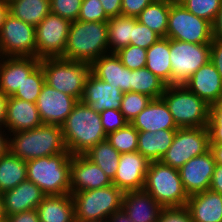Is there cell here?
Returning <instances> with one entry per match:
<instances>
[{
  "label": "cell",
  "mask_w": 222,
  "mask_h": 222,
  "mask_svg": "<svg viewBox=\"0 0 222 222\" xmlns=\"http://www.w3.org/2000/svg\"><path fill=\"white\" fill-rule=\"evenodd\" d=\"M67 151L71 155L86 153L107 137L100 113L78 101L61 125Z\"/></svg>",
  "instance_id": "cell-1"
},
{
  "label": "cell",
  "mask_w": 222,
  "mask_h": 222,
  "mask_svg": "<svg viewBox=\"0 0 222 222\" xmlns=\"http://www.w3.org/2000/svg\"><path fill=\"white\" fill-rule=\"evenodd\" d=\"M50 12V0H11L8 2V13L35 27Z\"/></svg>",
  "instance_id": "cell-30"
},
{
  "label": "cell",
  "mask_w": 222,
  "mask_h": 222,
  "mask_svg": "<svg viewBox=\"0 0 222 222\" xmlns=\"http://www.w3.org/2000/svg\"><path fill=\"white\" fill-rule=\"evenodd\" d=\"M108 222H133L123 209L116 211L109 218Z\"/></svg>",
  "instance_id": "cell-56"
},
{
  "label": "cell",
  "mask_w": 222,
  "mask_h": 222,
  "mask_svg": "<svg viewBox=\"0 0 222 222\" xmlns=\"http://www.w3.org/2000/svg\"><path fill=\"white\" fill-rule=\"evenodd\" d=\"M210 150L207 127L178 128L173 143L161 158V162L179 169L193 157L201 156Z\"/></svg>",
  "instance_id": "cell-10"
},
{
  "label": "cell",
  "mask_w": 222,
  "mask_h": 222,
  "mask_svg": "<svg viewBox=\"0 0 222 222\" xmlns=\"http://www.w3.org/2000/svg\"><path fill=\"white\" fill-rule=\"evenodd\" d=\"M166 38L195 44H210L212 23L189 12L177 0L169 11Z\"/></svg>",
  "instance_id": "cell-9"
},
{
  "label": "cell",
  "mask_w": 222,
  "mask_h": 222,
  "mask_svg": "<svg viewBox=\"0 0 222 222\" xmlns=\"http://www.w3.org/2000/svg\"><path fill=\"white\" fill-rule=\"evenodd\" d=\"M71 21L49 13L36 27V58H57L64 54Z\"/></svg>",
  "instance_id": "cell-13"
},
{
  "label": "cell",
  "mask_w": 222,
  "mask_h": 222,
  "mask_svg": "<svg viewBox=\"0 0 222 222\" xmlns=\"http://www.w3.org/2000/svg\"><path fill=\"white\" fill-rule=\"evenodd\" d=\"M107 23L109 53H116L130 45L135 17L121 15L110 18Z\"/></svg>",
  "instance_id": "cell-33"
},
{
  "label": "cell",
  "mask_w": 222,
  "mask_h": 222,
  "mask_svg": "<svg viewBox=\"0 0 222 222\" xmlns=\"http://www.w3.org/2000/svg\"><path fill=\"white\" fill-rule=\"evenodd\" d=\"M27 180L26 161L8 151L0 157V193L15 188Z\"/></svg>",
  "instance_id": "cell-31"
},
{
  "label": "cell",
  "mask_w": 222,
  "mask_h": 222,
  "mask_svg": "<svg viewBox=\"0 0 222 222\" xmlns=\"http://www.w3.org/2000/svg\"><path fill=\"white\" fill-rule=\"evenodd\" d=\"M157 222H193L186 206L164 207Z\"/></svg>",
  "instance_id": "cell-45"
},
{
  "label": "cell",
  "mask_w": 222,
  "mask_h": 222,
  "mask_svg": "<svg viewBox=\"0 0 222 222\" xmlns=\"http://www.w3.org/2000/svg\"><path fill=\"white\" fill-rule=\"evenodd\" d=\"M186 207L193 222H222V194L205 190L189 196Z\"/></svg>",
  "instance_id": "cell-26"
},
{
  "label": "cell",
  "mask_w": 222,
  "mask_h": 222,
  "mask_svg": "<svg viewBox=\"0 0 222 222\" xmlns=\"http://www.w3.org/2000/svg\"><path fill=\"white\" fill-rule=\"evenodd\" d=\"M161 98L167 104L178 128L208 126L210 105L184 84L167 85Z\"/></svg>",
  "instance_id": "cell-5"
},
{
  "label": "cell",
  "mask_w": 222,
  "mask_h": 222,
  "mask_svg": "<svg viewBox=\"0 0 222 222\" xmlns=\"http://www.w3.org/2000/svg\"><path fill=\"white\" fill-rule=\"evenodd\" d=\"M192 14L214 23L222 0H177Z\"/></svg>",
  "instance_id": "cell-38"
},
{
  "label": "cell",
  "mask_w": 222,
  "mask_h": 222,
  "mask_svg": "<svg viewBox=\"0 0 222 222\" xmlns=\"http://www.w3.org/2000/svg\"><path fill=\"white\" fill-rule=\"evenodd\" d=\"M163 208L186 206L189 198L178 169L163 162H150L143 188Z\"/></svg>",
  "instance_id": "cell-7"
},
{
  "label": "cell",
  "mask_w": 222,
  "mask_h": 222,
  "mask_svg": "<svg viewBox=\"0 0 222 222\" xmlns=\"http://www.w3.org/2000/svg\"><path fill=\"white\" fill-rule=\"evenodd\" d=\"M45 194L28 179L15 188L2 193L5 216L34 210L42 202Z\"/></svg>",
  "instance_id": "cell-21"
},
{
  "label": "cell",
  "mask_w": 222,
  "mask_h": 222,
  "mask_svg": "<svg viewBox=\"0 0 222 222\" xmlns=\"http://www.w3.org/2000/svg\"><path fill=\"white\" fill-rule=\"evenodd\" d=\"M45 84V75L42 66L39 64L23 81L21 86L12 95L17 99H22L31 103H36L41 89Z\"/></svg>",
  "instance_id": "cell-36"
},
{
  "label": "cell",
  "mask_w": 222,
  "mask_h": 222,
  "mask_svg": "<svg viewBox=\"0 0 222 222\" xmlns=\"http://www.w3.org/2000/svg\"><path fill=\"white\" fill-rule=\"evenodd\" d=\"M131 124L138 131L154 133L162 129H178L167 104L162 98L152 99Z\"/></svg>",
  "instance_id": "cell-25"
},
{
  "label": "cell",
  "mask_w": 222,
  "mask_h": 222,
  "mask_svg": "<svg viewBox=\"0 0 222 222\" xmlns=\"http://www.w3.org/2000/svg\"><path fill=\"white\" fill-rule=\"evenodd\" d=\"M0 222H8L7 218L3 219L2 221Z\"/></svg>",
  "instance_id": "cell-61"
},
{
  "label": "cell",
  "mask_w": 222,
  "mask_h": 222,
  "mask_svg": "<svg viewBox=\"0 0 222 222\" xmlns=\"http://www.w3.org/2000/svg\"><path fill=\"white\" fill-rule=\"evenodd\" d=\"M145 67L167 85H171L170 39L160 38L147 49Z\"/></svg>",
  "instance_id": "cell-29"
},
{
  "label": "cell",
  "mask_w": 222,
  "mask_h": 222,
  "mask_svg": "<svg viewBox=\"0 0 222 222\" xmlns=\"http://www.w3.org/2000/svg\"><path fill=\"white\" fill-rule=\"evenodd\" d=\"M72 155L63 153L26 161L27 179L45 195L70 194V163Z\"/></svg>",
  "instance_id": "cell-4"
},
{
  "label": "cell",
  "mask_w": 222,
  "mask_h": 222,
  "mask_svg": "<svg viewBox=\"0 0 222 222\" xmlns=\"http://www.w3.org/2000/svg\"><path fill=\"white\" fill-rule=\"evenodd\" d=\"M36 210L40 222H75L71 194L45 195Z\"/></svg>",
  "instance_id": "cell-27"
},
{
  "label": "cell",
  "mask_w": 222,
  "mask_h": 222,
  "mask_svg": "<svg viewBox=\"0 0 222 222\" xmlns=\"http://www.w3.org/2000/svg\"><path fill=\"white\" fill-rule=\"evenodd\" d=\"M210 61L222 79V40L212 39L210 43Z\"/></svg>",
  "instance_id": "cell-47"
},
{
  "label": "cell",
  "mask_w": 222,
  "mask_h": 222,
  "mask_svg": "<svg viewBox=\"0 0 222 222\" xmlns=\"http://www.w3.org/2000/svg\"><path fill=\"white\" fill-rule=\"evenodd\" d=\"M146 54V49L131 44L116 52L122 64L129 70H137L145 67Z\"/></svg>",
  "instance_id": "cell-40"
},
{
  "label": "cell",
  "mask_w": 222,
  "mask_h": 222,
  "mask_svg": "<svg viewBox=\"0 0 222 222\" xmlns=\"http://www.w3.org/2000/svg\"><path fill=\"white\" fill-rule=\"evenodd\" d=\"M7 100L8 96L0 91V128H5Z\"/></svg>",
  "instance_id": "cell-54"
},
{
  "label": "cell",
  "mask_w": 222,
  "mask_h": 222,
  "mask_svg": "<svg viewBox=\"0 0 222 222\" xmlns=\"http://www.w3.org/2000/svg\"><path fill=\"white\" fill-rule=\"evenodd\" d=\"M171 85L184 84L201 66L210 61V44L170 39Z\"/></svg>",
  "instance_id": "cell-11"
},
{
  "label": "cell",
  "mask_w": 222,
  "mask_h": 222,
  "mask_svg": "<svg viewBox=\"0 0 222 222\" xmlns=\"http://www.w3.org/2000/svg\"><path fill=\"white\" fill-rule=\"evenodd\" d=\"M131 92L149 96L152 99L161 98L167 84L154 75L146 67L131 70Z\"/></svg>",
  "instance_id": "cell-35"
},
{
  "label": "cell",
  "mask_w": 222,
  "mask_h": 222,
  "mask_svg": "<svg viewBox=\"0 0 222 222\" xmlns=\"http://www.w3.org/2000/svg\"><path fill=\"white\" fill-rule=\"evenodd\" d=\"M154 0H122L121 15L138 17V15Z\"/></svg>",
  "instance_id": "cell-46"
},
{
  "label": "cell",
  "mask_w": 222,
  "mask_h": 222,
  "mask_svg": "<svg viewBox=\"0 0 222 222\" xmlns=\"http://www.w3.org/2000/svg\"><path fill=\"white\" fill-rule=\"evenodd\" d=\"M108 53V23L76 20L71 23L64 54L60 58L91 65Z\"/></svg>",
  "instance_id": "cell-2"
},
{
  "label": "cell",
  "mask_w": 222,
  "mask_h": 222,
  "mask_svg": "<svg viewBox=\"0 0 222 222\" xmlns=\"http://www.w3.org/2000/svg\"><path fill=\"white\" fill-rule=\"evenodd\" d=\"M150 162L138 151L122 153L112 183L124 193L142 190Z\"/></svg>",
  "instance_id": "cell-17"
},
{
  "label": "cell",
  "mask_w": 222,
  "mask_h": 222,
  "mask_svg": "<svg viewBox=\"0 0 222 222\" xmlns=\"http://www.w3.org/2000/svg\"><path fill=\"white\" fill-rule=\"evenodd\" d=\"M0 57H36L35 26L8 13L0 30Z\"/></svg>",
  "instance_id": "cell-12"
},
{
  "label": "cell",
  "mask_w": 222,
  "mask_h": 222,
  "mask_svg": "<svg viewBox=\"0 0 222 222\" xmlns=\"http://www.w3.org/2000/svg\"><path fill=\"white\" fill-rule=\"evenodd\" d=\"M70 194L74 201L75 222L106 220L122 209L124 192L114 184Z\"/></svg>",
  "instance_id": "cell-8"
},
{
  "label": "cell",
  "mask_w": 222,
  "mask_h": 222,
  "mask_svg": "<svg viewBox=\"0 0 222 222\" xmlns=\"http://www.w3.org/2000/svg\"><path fill=\"white\" fill-rule=\"evenodd\" d=\"M210 144L222 145V122H208Z\"/></svg>",
  "instance_id": "cell-50"
},
{
  "label": "cell",
  "mask_w": 222,
  "mask_h": 222,
  "mask_svg": "<svg viewBox=\"0 0 222 222\" xmlns=\"http://www.w3.org/2000/svg\"><path fill=\"white\" fill-rule=\"evenodd\" d=\"M213 39L222 40V3L218 11L217 17L212 24Z\"/></svg>",
  "instance_id": "cell-53"
},
{
  "label": "cell",
  "mask_w": 222,
  "mask_h": 222,
  "mask_svg": "<svg viewBox=\"0 0 222 222\" xmlns=\"http://www.w3.org/2000/svg\"><path fill=\"white\" fill-rule=\"evenodd\" d=\"M36 103L9 96L6 105L5 128L9 134L34 129L42 125Z\"/></svg>",
  "instance_id": "cell-22"
},
{
  "label": "cell",
  "mask_w": 222,
  "mask_h": 222,
  "mask_svg": "<svg viewBox=\"0 0 222 222\" xmlns=\"http://www.w3.org/2000/svg\"><path fill=\"white\" fill-rule=\"evenodd\" d=\"M100 2L109 18L121 16L122 0H100Z\"/></svg>",
  "instance_id": "cell-48"
},
{
  "label": "cell",
  "mask_w": 222,
  "mask_h": 222,
  "mask_svg": "<svg viewBox=\"0 0 222 222\" xmlns=\"http://www.w3.org/2000/svg\"><path fill=\"white\" fill-rule=\"evenodd\" d=\"M216 162L212 152L193 157L180 167L179 173L188 196L210 189V183Z\"/></svg>",
  "instance_id": "cell-16"
},
{
  "label": "cell",
  "mask_w": 222,
  "mask_h": 222,
  "mask_svg": "<svg viewBox=\"0 0 222 222\" xmlns=\"http://www.w3.org/2000/svg\"><path fill=\"white\" fill-rule=\"evenodd\" d=\"M184 85L209 105L222 100V79L211 61L193 73Z\"/></svg>",
  "instance_id": "cell-20"
},
{
  "label": "cell",
  "mask_w": 222,
  "mask_h": 222,
  "mask_svg": "<svg viewBox=\"0 0 222 222\" xmlns=\"http://www.w3.org/2000/svg\"><path fill=\"white\" fill-rule=\"evenodd\" d=\"M6 132H8L6 129L0 128V157L9 151V134H6Z\"/></svg>",
  "instance_id": "cell-55"
},
{
  "label": "cell",
  "mask_w": 222,
  "mask_h": 222,
  "mask_svg": "<svg viewBox=\"0 0 222 222\" xmlns=\"http://www.w3.org/2000/svg\"><path fill=\"white\" fill-rule=\"evenodd\" d=\"M77 103L76 98L64 94L45 83L37 98L36 106L43 124L61 126Z\"/></svg>",
  "instance_id": "cell-14"
},
{
  "label": "cell",
  "mask_w": 222,
  "mask_h": 222,
  "mask_svg": "<svg viewBox=\"0 0 222 222\" xmlns=\"http://www.w3.org/2000/svg\"><path fill=\"white\" fill-rule=\"evenodd\" d=\"M100 116L106 135L123 128L128 123L120 110H104Z\"/></svg>",
  "instance_id": "cell-44"
},
{
  "label": "cell",
  "mask_w": 222,
  "mask_h": 222,
  "mask_svg": "<svg viewBox=\"0 0 222 222\" xmlns=\"http://www.w3.org/2000/svg\"><path fill=\"white\" fill-rule=\"evenodd\" d=\"M84 155L98 165L111 180L114 179L121 154L106 139L90 148Z\"/></svg>",
  "instance_id": "cell-34"
},
{
  "label": "cell",
  "mask_w": 222,
  "mask_h": 222,
  "mask_svg": "<svg viewBox=\"0 0 222 222\" xmlns=\"http://www.w3.org/2000/svg\"><path fill=\"white\" fill-rule=\"evenodd\" d=\"M8 14V2L0 0V30L4 22L5 16Z\"/></svg>",
  "instance_id": "cell-58"
},
{
  "label": "cell",
  "mask_w": 222,
  "mask_h": 222,
  "mask_svg": "<svg viewBox=\"0 0 222 222\" xmlns=\"http://www.w3.org/2000/svg\"><path fill=\"white\" fill-rule=\"evenodd\" d=\"M109 19L100 0H82L78 21L107 22Z\"/></svg>",
  "instance_id": "cell-41"
},
{
  "label": "cell",
  "mask_w": 222,
  "mask_h": 222,
  "mask_svg": "<svg viewBox=\"0 0 222 222\" xmlns=\"http://www.w3.org/2000/svg\"><path fill=\"white\" fill-rule=\"evenodd\" d=\"M208 122H222V100L210 105Z\"/></svg>",
  "instance_id": "cell-52"
},
{
  "label": "cell",
  "mask_w": 222,
  "mask_h": 222,
  "mask_svg": "<svg viewBox=\"0 0 222 222\" xmlns=\"http://www.w3.org/2000/svg\"><path fill=\"white\" fill-rule=\"evenodd\" d=\"M40 65L45 75V83L81 101L86 79L91 72L90 64L57 57L43 58Z\"/></svg>",
  "instance_id": "cell-6"
},
{
  "label": "cell",
  "mask_w": 222,
  "mask_h": 222,
  "mask_svg": "<svg viewBox=\"0 0 222 222\" xmlns=\"http://www.w3.org/2000/svg\"><path fill=\"white\" fill-rule=\"evenodd\" d=\"M210 190L222 194V165H215L210 183Z\"/></svg>",
  "instance_id": "cell-51"
},
{
  "label": "cell",
  "mask_w": 222,
  "mask_h": 222,
  "mask_svg": "<svg viewBox=\"0 0 222 222\" xmlns=\"http://www.w3.org/2000/svg\"><path fill=\"white\" fill-rule=\"evenodd\" d=\"M161 37L151 30L146 25L141 24L137 17H135V26L133 27V33L130 44L138 46L144 49H148L151 45L156 43Z\"/></svg>",
  "instance_id": "cell-43"
},
{
  "label": "cell",
  "mask_w": 222,
  "mask_h": 222,
  "mask_svg": "<svg viewBox=\"0 0 222 222\" xmlns=\"http://www.w3.org/2000/svg\"><path fill=\"white\" fill-rule=\"evenodd\" d=\"M175 0H154L137 17L161 38H166L170 6Z\"/></svg>",
  "instance_id": "cell-32"
},
{
  "label": "cell",
  "mask_w": 222,
  "mask_h": 222,
  "mask_svg": "<svg viewBox=\"0 0 222 222\" xmlns=\"http://www.w3.org/2000/svg\"><path fill=\"white\" fill-rule=\"evenodd\" d=\"M5 218L6 216L4 213L3 198H2V194L0 193V221H2Z\"/></svg>",
  "instance_id": "cell-59"
},
{
  "label": "cell",
  "mask_w": 222,
  "mask_h": 222,
  "mask_svg": "<svg viewBox=\"0 0 222 222\" xmlns=\"http://www.w3.org/2000/svg\"><path fill=\"white\" fill-rule=\"evenodd\" d=\"M82 0H50L51 13L73 22L78 20Z\"/></svg>",
  "instance_id": "cell-42"
},
{
  "label": "cell",
  "mask_w": 222,
  "mask_h": 222,
  "mask_svg": "<svg viewBox=\"0 0 222 222\" xmlns=\"http://www.w3.org/2000/svg\"><path fill=\"white\" fill-rule=\"evenodd\" d=\"M122 209L133 222H157L163 207L142 189L125 192Z\"/></svg>",
  "instance_id": "cell-24"
},
{
  "label": "cell",
  "mask_w": 222,
  "mask_h": 222,
  "mask_svg": "<svg viewBox=\"0 0 222 222\" xmlns=\"http://www.w3.org/2000/svg\"><path fill=\"white\" fill-rule=\"evenodd\" d=\"M123 97L124 93L119 87H112L90 72L85 82L81 102L101 113L108 109L120 110Z\"/></svg>",
  "instance_id": "cell-18"
},
{
  "label": "cell",
  "mask_w": 222,
  "mask_h": 222,
  "mask_svg": "<svg viewBox=\"0 0 222 222\" xmlns=\"http://www.w3.org/2000/svg\"><path fill=\"white\" fill-rule=\"evenodd\" d=\"M106 140L120 153L136 152L138 148V130L127 123L123 128L107 135Z\"/></svg>",
  "instance_id": "cell-37"
},
{
  "label": "cell",
  "mask_w": 222,
  "mask_h": 222,
  "mask_svg": "<svg viewBox=\"0 0 222 222\" xmlns=\"http://www.w3.org/2000/svg\"><path fill=\"white\" fill-rule=\"evenodd\" d=\"M152 98L137 92L124 93L120 111L128 123H131L137 115L151 102Z\"/></svg>",
  "instance_id": "cell-39"
},
{
  "label": "cell",
  "mask_w": 222,
  "mask_h": 222,
  "mask_svg": "<svg viewBox=\"0 0 222 222\" xmlns=\"http://www.w3.org/2000/svg\"><path fill=\"white\" fill-rule=\"evenodd\" d=\"M177 129L138 131L137 151L149 162L159 161L173 143Z\"/></svg>",
  "instance_id": "cell-28"
},
{
  "label": "cell",
  "mask_w": 222,
  "mask_h": 222,
  "mask_svg": "<svg viewBox=\"0 0 222 222\" xmlns=\"http://www.w3.org/2000/svg\"><path fill=\"white\" fill-rule=\"evenodd\" d=\"M9 136V151L25 161L67 151L62 127L59 125L42 124L34 129L11 133Z\"/></svg>",
  "instance_id": "cell-3"
},
{
  "label": "cell",
  "mask_w": 222,
  "mask_h": 222,
  "mask_svg": "<svg viewBox=\"0 0 222 222\" xmlns=\"http://www.w3.org/2000/svg\"><path fill=\"white\" fill-rule=\"evenodd\" d=\"M210 151L213 154L216 164L222 165V145L210 144Z\"/></svg>",
  "instance_id": "cell-57"
},
{
  "label": "cell",
  "mask_w": 222,
  "mask_h": 222,
  "mask_svg": "<svg viewBox=\"0 0 222 222\" xmlns=\"http://www.w3.org/2000/svg\"><path fill=\"white\" fill-rule=\"evenodd\" d=\"M8 222H40L37 210H28L6 217Z\"/></svg>",
  "instance_id": "cell-49"
},
{
  "label": "cell",
  "mask_w": 222,
  "mask_h": 222,
  "mask_svg": "<svg viewBox=\"0 0 222 222\" xmlns=\"http://www.w3.org/2000/svg\"><path fill=\"white\" fill-rule=\"evenodd\" d=\"M91 72L123 93L131 92V70L125 67L116 53L102 55L91 64Z\"/></svg>",
  "instance_id": "cell-23"
},
{
  "label": "cell",
  "mask_w": 222,
  "mask_h": 222,
  "mask_svg": "<svg viewBox=\"0 0 222 222\" xmlns=\"http://www.w3.org/2000/svg\"><path fill=\"white\" fill-rule=\"evenodd\" d=\"M40 61L36 57H0V91L12 96Z\"/></svg>",
  "instance_id": "cell-19"
},
{
  "label": "cell",
  "mask_w": 222,
  "mask_h": 222,
  "mask_svg": "<svg viewBox=\"0 0 222 222\" xmlns=\"http://www.w3.org/2000/svg\"><path fill=\"white\" fill-rule=\"evenodd\" d=\"M112 180L84 154L72 155L70 163L71 193L112 185Z\"/></svg>",
  "instance_id": "cell-15"
},
{
  "label": "cell",
  "mask_w": 222,
  "mask_h": 222,
  "mask_svg": "<svg viewBox=\"0 0 222 222\" xmlns=\"http://www.w3.org/2000/svg\"><path fill=\"white\" fill-rule=\"evenodd\" d=\"M88 222H108V219H106V220H95V221H88Z\"/></svg>",
  "instance_id": "cell-60"
}]
</instances>
